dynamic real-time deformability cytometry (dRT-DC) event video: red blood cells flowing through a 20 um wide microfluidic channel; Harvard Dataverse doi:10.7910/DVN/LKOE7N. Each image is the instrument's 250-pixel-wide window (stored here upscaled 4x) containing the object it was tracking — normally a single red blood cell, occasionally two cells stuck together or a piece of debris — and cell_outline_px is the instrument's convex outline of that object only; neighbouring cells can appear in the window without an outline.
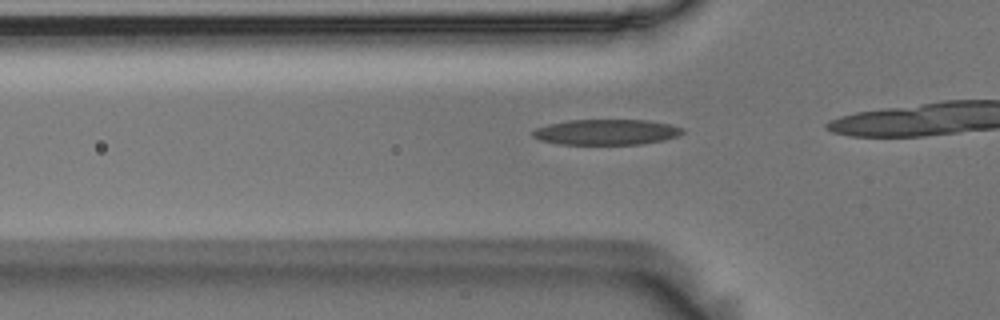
{"species": "Egyptian fruit bat (a non-hibernating species)", "species_latin": "Rousettus aegyptiacus", "temperature_condition": "room temperature", "stored_images_in_passage": 12, "camera_frame_rate_fps": 3000, "um_per_image_px": 0.085, "animal": {"sex": "male"}, "frame": {"image": 1, "passage_image": 7, "time_ms": 2.0, "image_size_px": [1000, 320], "cell_outline_px": [[684, 132], [676, 136], [664, 140], [640, 144], [556, 144], [540, 140], [532, 136], [532, 132], [536, 128], [548, 124], [568, 120], [648, 120], [668, 124], [684, 128]], "centroid_in_image_um": [51.52, 11.22], "position_along_channel_um": 74.3, "area_um2": 22.25}}